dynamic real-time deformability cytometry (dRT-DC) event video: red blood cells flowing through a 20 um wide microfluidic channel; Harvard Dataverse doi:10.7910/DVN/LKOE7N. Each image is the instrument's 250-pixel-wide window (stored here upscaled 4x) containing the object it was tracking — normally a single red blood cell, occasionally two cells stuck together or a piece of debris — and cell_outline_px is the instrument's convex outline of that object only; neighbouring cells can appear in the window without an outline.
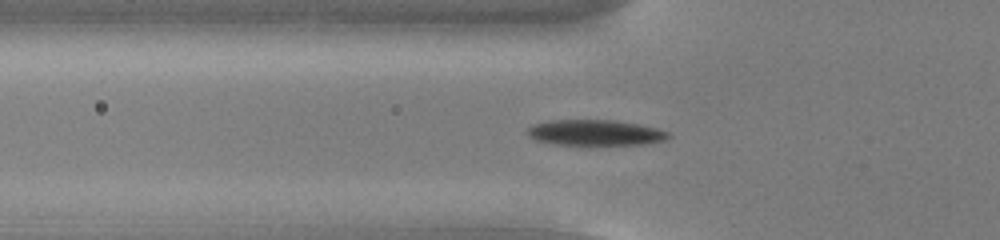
{"species": "common noctule bat (a hibernating species)", "species_latin": "Nyctalus noctula", "temperature_condition": "cold", "stored_images_in_passage": 52, "camera_frame_rate_fps": 3000, "um_per_image_px": 0.085, "animal": {"sex": "male", "body_mass_g": 13.0, "forearm_length_mm": 53.1}, "frame": {"image": 1, "passage_image": 16, "time_ms": 5.0, "image_size_px": [1000, 240], "cell_outline_px": [[672, 136], [664, 140], [644, 144], [552, 144], [536, 140], [528, 136], [528, 128], [532, 124], [552, 120], [616, 120], [640, 124], [656, 128], [668, 132]], "centroid_in_image_um": [50.59, 11.26], "position_along_channel_um": 75.2, "area_um2": 20.98}}
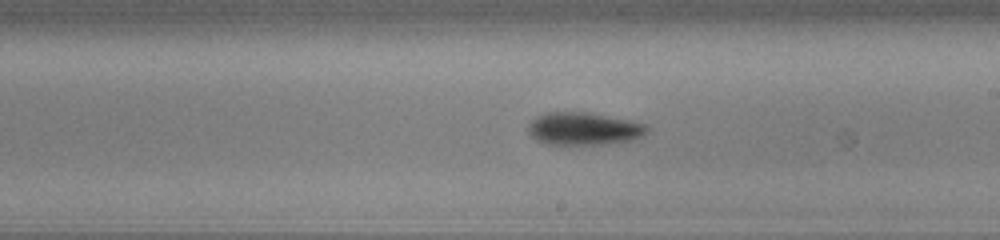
{"frame": {"image": 2, "passage_image": 29, "time_ms": 9.333, "image_size_px": [1000, 240], "cell_outline_px": [[648, 132], [644, 136], [632, 140], [600, 144], [548, 144], [536, 140], [528, 132], [528, 124], [536, 116], [548, 112], [588, 112], [632, 120], [648, 124]], "centroid_in_image_um": [49.65, 10.93], "position_along_channel_um": 239.3, "area_um2": 22.77}}
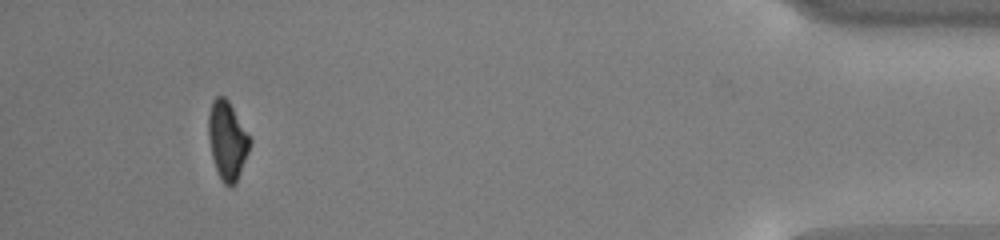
{"frame": {"image": 3, "passage_image": 48, "time_ms": 15.667, "image_size_px": [1000, 240], "cell_outline_px": [[252, 144], [236, 184], [228, 188], [224, 184], [216, 168], [212, 156], [208, 136], [208, 112], [212, 100], [216, 96], [224, 96], [228, 100], [252, 140]], "centroid_in_image_um": [19.33, 11.94], "position_along_channel_um": 415.9, "area_um2": 19.07}, "authors_computed_cell_mechanics": {"area_um2": 20.6346, "velocity_mm_per_s": 3.7909, "shape_relaxation_time_tau1_ms": 2.5487, "shape_relaxation_time_tau2_ms": null, "deformation_change_tau1": 0.1438, "deformation_change_tau2": null}}